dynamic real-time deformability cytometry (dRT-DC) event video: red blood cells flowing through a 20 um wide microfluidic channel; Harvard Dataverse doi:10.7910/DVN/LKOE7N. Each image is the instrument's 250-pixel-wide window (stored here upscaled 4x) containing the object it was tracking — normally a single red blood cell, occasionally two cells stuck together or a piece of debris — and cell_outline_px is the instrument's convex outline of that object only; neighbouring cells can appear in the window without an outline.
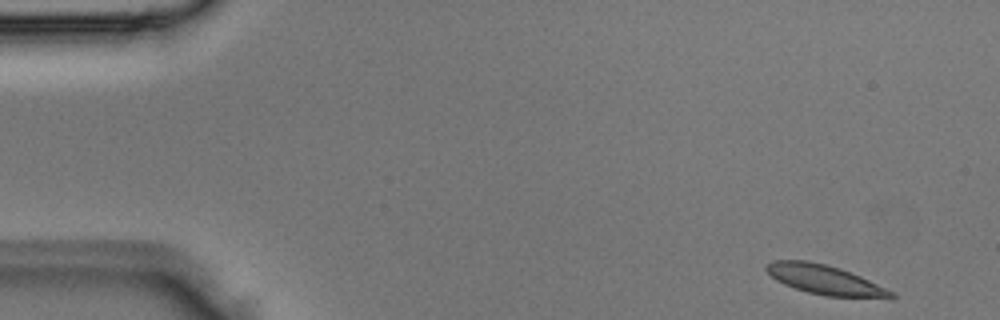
{"species": "Egyptian fruit bat (a non-hibernating species)", "species_latin": "Rousettus aegyptiacus", "temperature_condition": "room temperature", "stored_images_in_passage": 3, "camera_frame_rate_fps": 3000, "um_per_image_px": 0.085, "animal": {"sex": "male"}, "frame": {"image": 1, "passage_image": 1, "time_ms": 0.0, "image_size_px": [1000, 320], "cell_outline_px": [[896, 296], [892, 300], [824, 296], [808, 292], [784, 284], [776, 280], [764, 268], [772, 260], [808, 260], [840, 268], [860, 276], [892, 292]], "centroid_in_image_um": [70.17, 23.81], "position_along_channel_um": 14.8, "area_um2": 21.62}}